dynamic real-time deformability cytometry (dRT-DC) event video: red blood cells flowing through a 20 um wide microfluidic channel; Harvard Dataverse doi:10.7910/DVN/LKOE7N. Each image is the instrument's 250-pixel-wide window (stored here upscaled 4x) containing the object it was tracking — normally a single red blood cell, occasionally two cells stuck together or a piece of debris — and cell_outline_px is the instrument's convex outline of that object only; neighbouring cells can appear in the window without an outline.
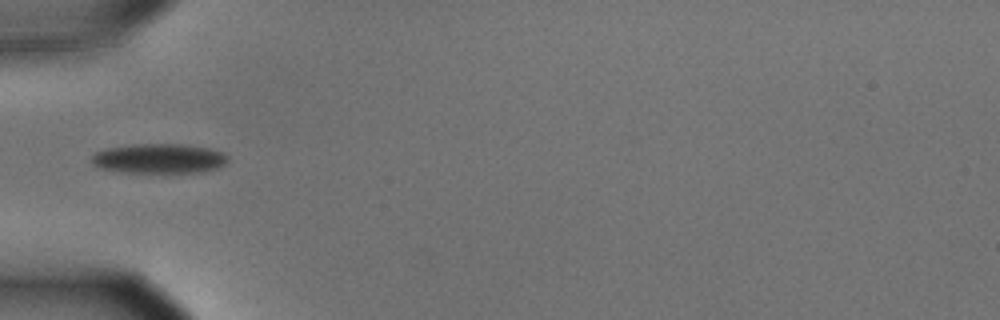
{"species": "common noctule bat (a hibernating species)", "species_latin": "Nyctalus noctula", "temperature_condition": "cold", "stored_images_in_passage": 6, "camera_frame_rate_fps": 3000, "um_per_image_px": 0.085, "animal": {"sex": "male", "body_mass_g": 15.6}, "frame": {"image": 1, "passage_image": 1, "time_ms": 0.0, "image_size_px": [1000, 320], "cell_outline_px": [[228, 160], [224, 164], [216, 168], [204, 172], [124, 172], [100, 168], [92, 164], [92, 156], [96, 152], [108, 148], [132, 144], [184, 144], [208, 148], [224, 152], [228, 156]], "centroid_in_image_um": [13.54, 13.47], "position_along_channel_um": 71.5, "area_um2": 23.52}}
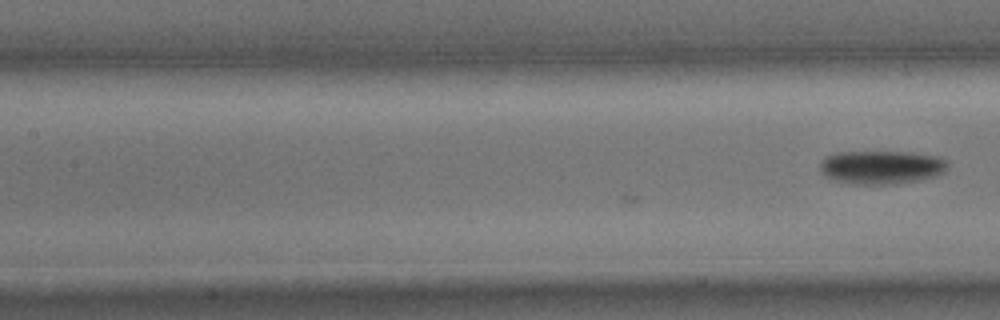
{"frame": {"image": 2, "passage_image": 6, "time_ms": 1.667, "image_size_px": [1000, 320], "cell_outline_px": [[948, 168], [944, 172], [936, 176], [896, 184], [856, 184], [836, 180], [820, 172], [820, 160], [824, 156], [836, 152], [912, 152], [936, 156], [948, 160]], "centroid_in_image_um": [74.93, 14.2], "position_along_channel_um": 132.5, "area_um2": 25.03}}